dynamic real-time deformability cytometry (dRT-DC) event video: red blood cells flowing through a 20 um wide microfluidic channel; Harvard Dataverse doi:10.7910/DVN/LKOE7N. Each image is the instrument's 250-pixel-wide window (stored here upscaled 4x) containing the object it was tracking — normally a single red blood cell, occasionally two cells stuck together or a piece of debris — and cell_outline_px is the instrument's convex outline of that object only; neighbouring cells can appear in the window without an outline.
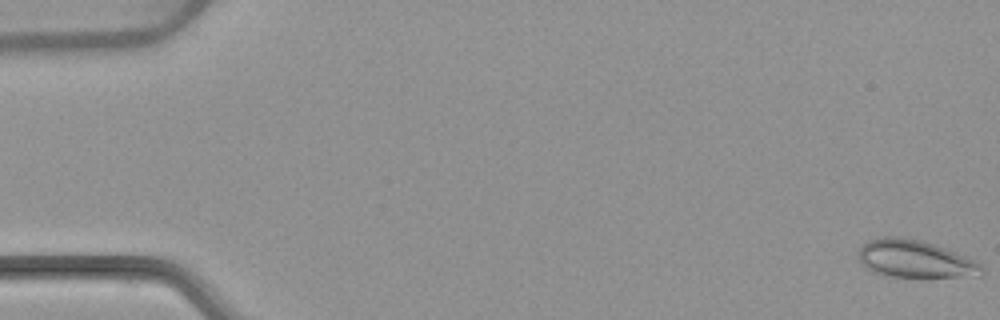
{"species": "common noctule bat (a hibernating species)", "species_latin": "Nyctalus noctula", "temperature_condition": "warm", "stored_images_in_passage": 7, "camera_frame_rate_fps": 3000, "um_per_image_px": 0.085, "animal": {"sex": "female", "body_mass_g": 22.7, "forearm_length_mm": 54.2}, "frame": {"image": 1, "passage_image": 1, "time_ms": 0.0, "image_size_px": [1000, 320], "cell_outline_px": [[984, 272], [980, 276], [928, 280], [892, 276], [872, 272], [864, 268], [860, 264], [860, 248], [868, 240], [880, 236], [896, 236], [920, 240], [944, 248], [976, 260], [984, 268]], "centroid_in_image_um": [77.83, 22.07], "position_along_channel_um": 7.2, "area_um2": 27.98}}
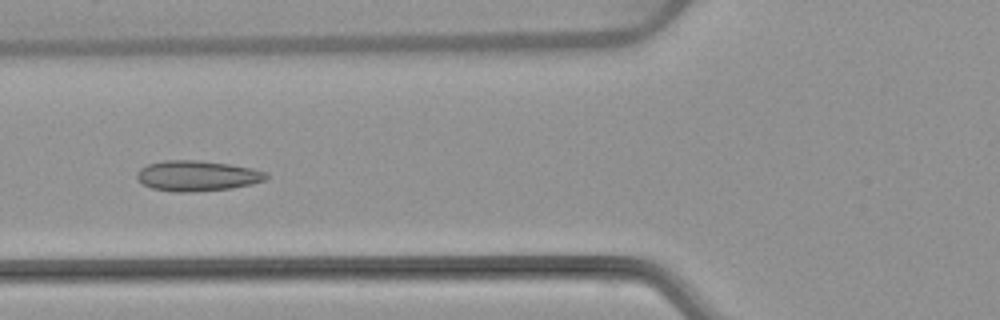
{"frame": {"image": 2, "passage_image": 6, "time_ms": 6.667, "image_size_px": [1000, 320], "cell_outline_px": [[268, 176], [264, 180], [252, 184], [232, 188], [188, 192], [176, 192], [152, 188], [136, 180], [136, 172], [140, 168], [148, 164], [164, 160], [196, 160], [228, 164], [252, 168], [264, 172]], "centroid_in_image_um": [16.71, 14.94], "position_along_channel_um": 109.1, "area_um2": 22.83}}
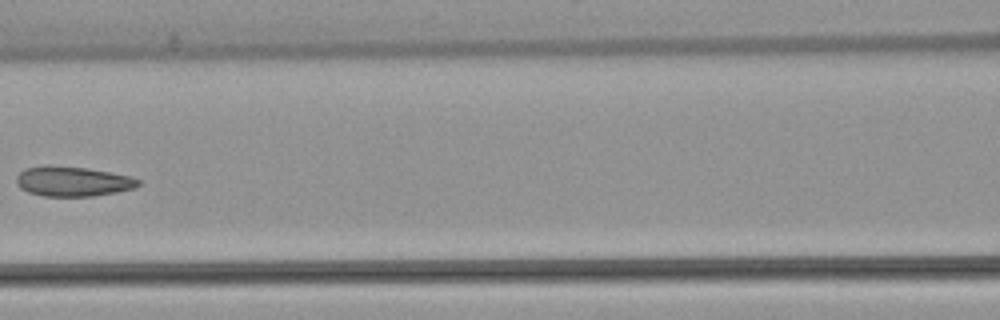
{"frame": {"image": 3, "passage_image": 7, "time_ms": 8.0, "image_size_px": [1000, 320], "cell_outline_px": [[140, 184], [132, 188], [116, 192], [92, 196], [44, 196], [28, 192], [20, 188], [16, 184], [16, 176], [24, 168], [44, 164], [48, 164], [88, 168], [128, 176], [140, 180]], "centroid_in_image_um": [6.1, 15.4], "position_along_channel_um": 160.5, "area_um2": 21.33}}